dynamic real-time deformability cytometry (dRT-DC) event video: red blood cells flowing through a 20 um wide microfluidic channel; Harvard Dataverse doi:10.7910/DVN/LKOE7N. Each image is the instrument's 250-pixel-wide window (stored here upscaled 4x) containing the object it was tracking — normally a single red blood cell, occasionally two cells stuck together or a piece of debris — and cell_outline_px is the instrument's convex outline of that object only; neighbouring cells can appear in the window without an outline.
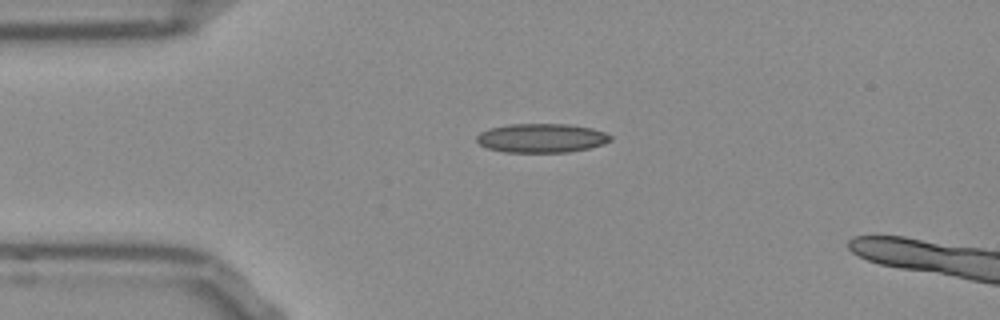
{"species": "Egyptian fruit bat (a non-hibernating species)", "species_latin": "Rousettus aegyptiacus", "temperature_condition": "room temperature", "stored_images_in_passage": 40, "camera_frame_rate_fps": 3000, "um_per_image_px": 0.085, "frame": {"image": 1, "passage_image": 1, "time_ms": 0.0, "image_size_px": [1000, 320], "cell_outline_px": [[612, 140], [604, 144], [588, 148], [568, 152], [504, 152], [488, 148], [480, 144], [476, 140], [476, 136], [480, 132], [488, 128], [508, 124], [568, 124], [592, 128], [604, 132], [612, 136]], "centroid_in_image_um": [46.02, 11.73], "position_along_channel_um": 39.0, "area_um2": 22.72}}
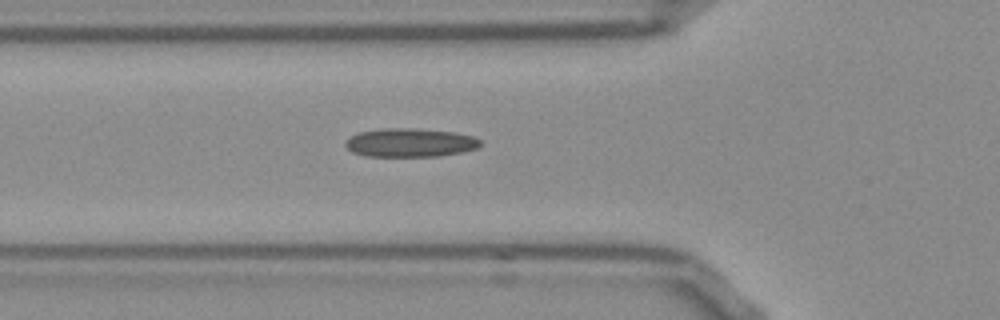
{"frame": {"image": 2, "passage_image": 7, "time_ms": 2.0, "image_size_px": [1000, 320], "cell_outline_px": [[480, 144], [476, 148], [460, 152], [440, 156], [364, 156], [352, 152], [344, 144], [344, 140], [360, 132], [380, 128], [412, 128], [452, 132], [472, 136], [480, 140]], "centroid_in_image_um": [34.8, 12.12], "position_along_channel_um": 91.0, "area_um2": 22.37}}
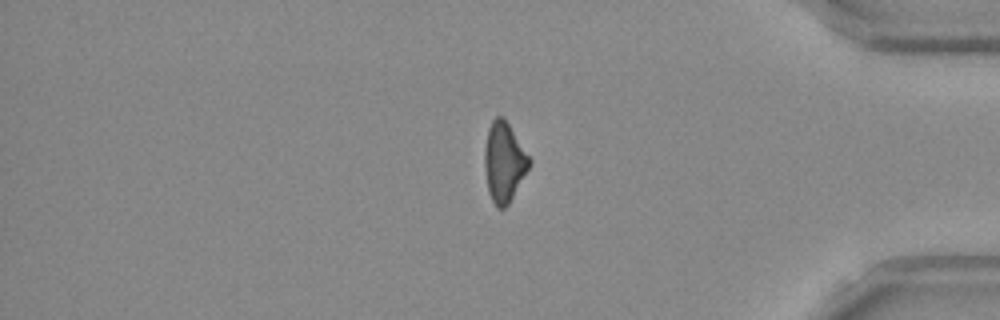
{"frame": {"image": 3, "passage_image": 33, "time_ms": 10.667, "image_size_px": [1000, 320], "cell_outline_px": [[532, 160], [528, 168], [508, 204], [504, 208], [496, 208], [488, 192], [484, 168], [484, 152], [488, 128], [492, 120], [496, 116], [504, 116]], "centroid_in_image_um": [42.82, 13.75], "position_along_channel_um": 392.4, "area_um2": 20.69}, "authors_computed_cell_mechanics": {"area_um2": 21.097, "velocity_mm_per_s": 3.8094, "shape_relaxation_time_tau1_ms": null, "shape_relaxation_time_tau2_ms": 5.7272, "deformation_change_tau1": null, "deformation_change_tau2": 0.1766}}